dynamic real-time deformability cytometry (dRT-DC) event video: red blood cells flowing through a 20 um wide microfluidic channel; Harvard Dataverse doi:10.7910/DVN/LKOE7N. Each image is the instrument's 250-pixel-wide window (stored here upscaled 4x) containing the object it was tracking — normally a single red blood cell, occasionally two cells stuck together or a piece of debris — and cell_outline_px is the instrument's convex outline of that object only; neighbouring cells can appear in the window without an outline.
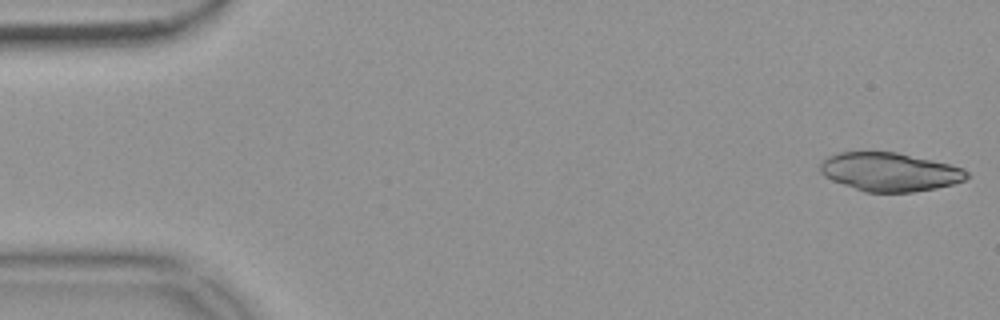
{"species": "common noctule bat (a hibernating species)", "species_latin": "Nyctalus noctula", "temperature_condition": "warm", "stored_images_in_passage": 53, "camera_frame_rate_fps": 3000, "um_per_image_px": 0.085, "animal": {"sex": "female", "body_mass_g": 18.4}, "frame": {"image": 1, "passage_image": 1, "time_ms": 0.0, "image_size_px": [1000, 320], "cell_outline_px": [[968, 176], [964, 180], [952, 184], [936, 188], [912, 192], [864, 192], [832, 180], [824, 176], [820, 172], [820, 164], [828, 156], [836, 152], [896, 152], [948, 164], [964, 168], [968, 172]], "centroid_in_image_um": [75.6, 14.61], "position_along_channel_um": 9.4, "area_um2": 32.77}}
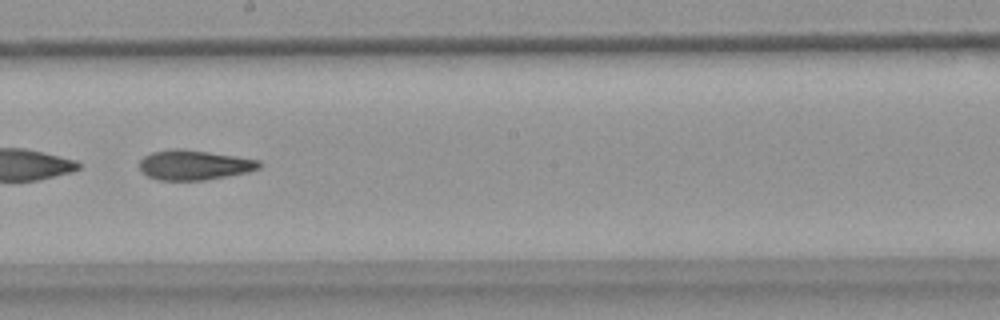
{"frame": {"image": 2, "passage_image": 30, "time_ms": 9.667, "image_size_px": [1000, 320], "cell_outline_px": [[264, 164], [260, 168], [248, 172], [204, 180], [156, 180], [140, 172], [140, 160], [144, 156], [152, 152], [176, 148], [180, 148], [236, 156], [260, 160]], "centroid_in_image_um": [16.51, 14.02], "position_along_channel_um": 231.7, "area_um2": 20.92}, "authors_computed_cell_mechanics": {"area_um2": 23.7558, "velocity_mm_per_s": 3.7191, "shape_relaxation_time_tau1_ms": null, "shape_relaxation_time_tau2_ms": 5.6085, "deformation_change_tau1": null, "deformation_change_tau2": 0.1471}}